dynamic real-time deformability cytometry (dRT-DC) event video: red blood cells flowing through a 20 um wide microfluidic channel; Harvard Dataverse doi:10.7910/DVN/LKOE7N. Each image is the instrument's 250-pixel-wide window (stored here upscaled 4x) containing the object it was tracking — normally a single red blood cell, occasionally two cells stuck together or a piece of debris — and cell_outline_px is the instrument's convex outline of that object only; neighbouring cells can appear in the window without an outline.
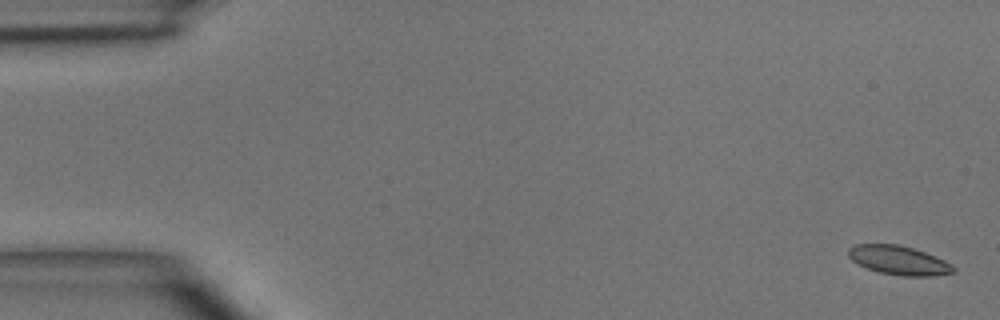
{"species": "common noctule bat (a hibernating species)", "species_latin": "Nyctalus noctula", "temperature_condition": "room temperature", "stored_images_in_passage": 5, "segment_of_instrument_passage": [2, 2], "camera_frame_rate_fps": 3000, "um_per_image_px": 0.085, "animal": {"sex": "male", "body_mass_g": 15.6}, "frame": {"image": 1, "passage_image": 5, "time_ms": 4.667, "image_size_px": [1000, 320], "cell_outline_px": [[956, 272], [932, 276], [900, 276], [880, 272], [868, 268], [852, 260], [848, 256], [848, 248], [856, 244], [896, 244], [912, 248], [924, 252], [944, 260], [952, 264], [956, 268]], "centroid_in_image_um": [76.42, 22.13], "position_along_channel_um": 8.6, "area_um2": 17.63}}